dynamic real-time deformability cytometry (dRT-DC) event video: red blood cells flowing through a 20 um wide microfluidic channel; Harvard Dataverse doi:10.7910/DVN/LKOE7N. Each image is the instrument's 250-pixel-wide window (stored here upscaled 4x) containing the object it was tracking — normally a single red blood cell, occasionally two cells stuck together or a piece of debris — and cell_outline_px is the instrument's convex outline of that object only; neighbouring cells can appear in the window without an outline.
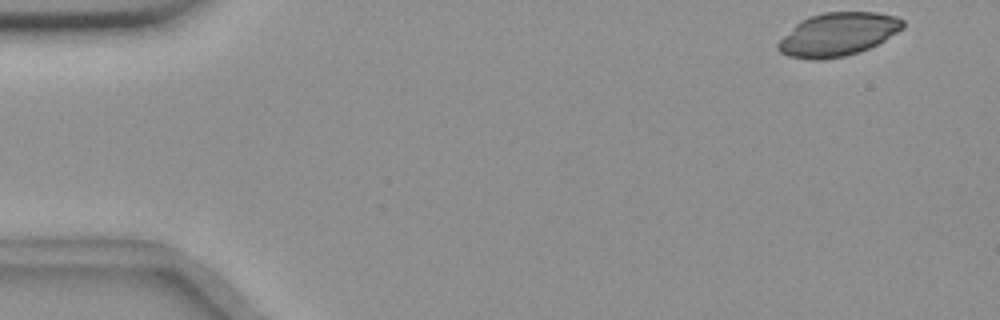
{"species": "common noctule bat (a hibernating species)", "species_latin": "Nyctalus noctula", "temperature_condition": "room temperature", "stored_images_in_passage": 53, "camera_frame_rate_fps": 3000, "um_per_image_px": 0.085, "animal": {"sex": "female", "body_mass_g": 18.4}, "frame": {"image": 1, "passage_image": 1, "time_ms": 0.0, "image_size_px": [1000, 320], "cell_outline_px": [[904, 28], [884, 40], [860, 52], [844, 56], [820, 60], [808, 60], [788, 56], [780, 52], [776, 48], [776, 44], [800, 20], [824, 12], [876, 12], [896, 16], [904, 20]], "centroid_in_image_um": [71.21, 2.93], "position_along_channel_um": 13.8, "area_um2": 31.44}}